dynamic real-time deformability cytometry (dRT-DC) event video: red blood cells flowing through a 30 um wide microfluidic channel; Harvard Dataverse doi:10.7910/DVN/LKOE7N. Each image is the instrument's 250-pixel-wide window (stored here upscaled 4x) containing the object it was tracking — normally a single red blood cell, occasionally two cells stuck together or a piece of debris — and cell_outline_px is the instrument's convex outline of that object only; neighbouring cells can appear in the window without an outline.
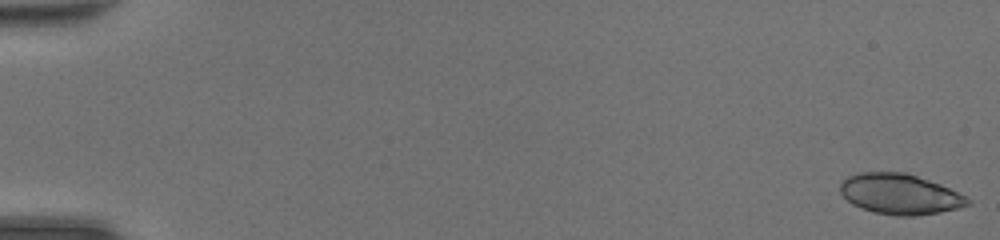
{"species": "common noctule bat (a hibernating species)", "species_latin": "Nyctalus noctula", "temperature_condition": "room temperature", "stored_images_in_passage": 48, "camera_frame_rate_fps": 3000, "um_per_image_px": 0.085, "animal": {"sex": "female", "body_mass_g": 20.0, "forearm_length_mm": 54.0}, "frame": {"image": 1, "passage_image": 1, "time_ms": 0.0, "image_size_px": [1000, 240], "cell_outline_px": [[972, 204], [960, 208], [940, 212], [916, 216], [896, 216], [872, 212], [852, 204], [840, 192], [840, 184], [848, 176], [860, 172], [904, 172], [940, 184], [972, 200]], "centroid_in_image_um": [76.5, 16.51], "position_along_channel_um": 8.5, "area_um2": 30.0}}
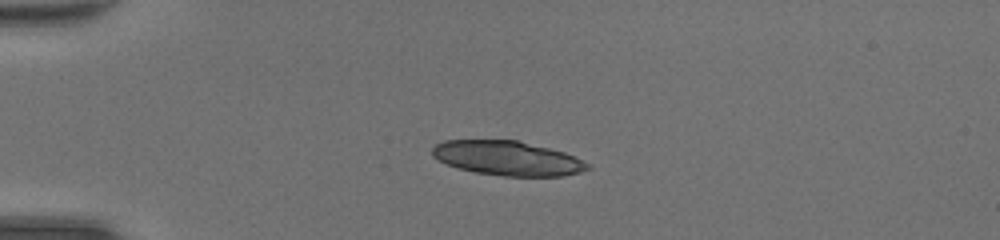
{"frame": {"image": 2, "passage_image": 13, "time_ms": 4.0, "image_size_px": [1000, 240], "cell_outline_px": [[592, 168], [580, 172], [564, 176], [504, 176], [472, 172], [456, 168], [432, 156], [432, 148], [436, 144], [444, 140], [516, 140], [564, 152], [592, 164]], "centroid_in_image_um": [43.15, 13.46], "position_along_channel_um": 41.8, "area_um2": 31.27}}